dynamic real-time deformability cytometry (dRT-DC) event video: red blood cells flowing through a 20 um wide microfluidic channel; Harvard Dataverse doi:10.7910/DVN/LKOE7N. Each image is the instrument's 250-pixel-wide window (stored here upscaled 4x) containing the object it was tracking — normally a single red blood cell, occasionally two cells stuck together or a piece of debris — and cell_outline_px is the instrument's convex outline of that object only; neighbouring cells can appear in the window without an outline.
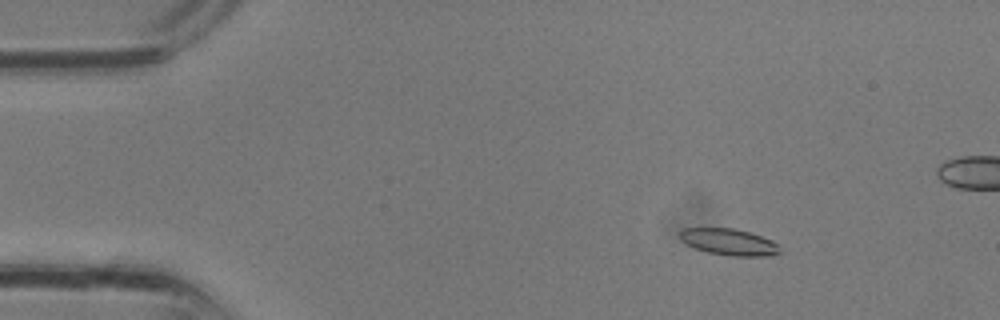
{"species": "common noctule bat (a hibernating species)", "species_latin": "Nyctalus noctula", "temperature_condition": "room temperature", "stored_images_in_passage": 34, "camera_frame_rate_fps": 3000, "um_per_image_px": 0.085, "animal": {"sex": "male", "body_mass_g": 13.3}, "frame": {"image": 1, "passage_image": 5, "time_ms": 1.333, "image_size_px": [1000, 320], "cell_outline_px": [[780, 252], [768, 256], [728, 256], [708, 252], [696, 248], [680, 240], [680, 232], [684, 228], [732, 228], [748, 232], [772, 240], [776, 244]], "centroid_in_image_um": [61.94, 20.57], "position_along_channel_um": 23.1, "area_um2": 15.2}}
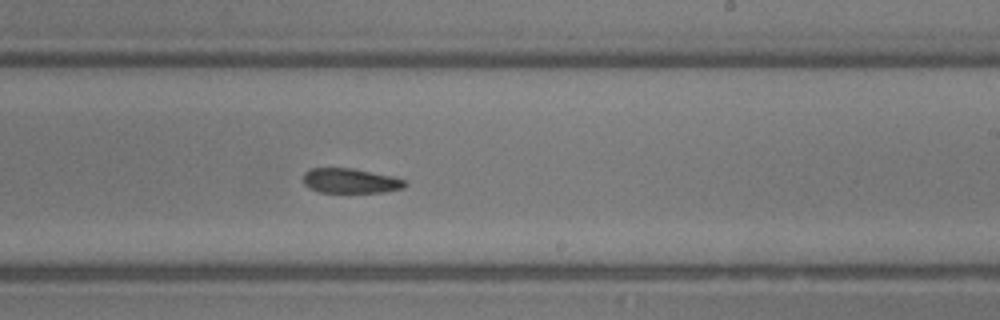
{"frame": {"image": 2, "passage_image": 20, "time_ms": 6.333, "image_size_px": [1000, 320], "cell_outline_px": [[408, 184], [404, 188], [380, 192], [320, 192], [308, 188], [304, 184], [304, 172], [312, 168], [352, 168], [392, 176], [408, 180]], "centroid_in_image_um": [29.81, 15.37], "position_along_channel_um": 259.2, "area_um2": 14.74}}
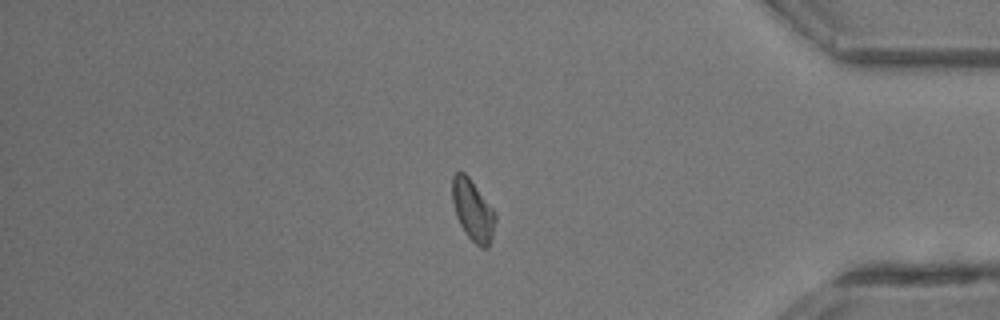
{"frame": {"image": 3, "passage_image": 28, "time_ms": 9.0, "image_size_px": [1000, 320], "cell_outline_px": [[496, 220], [492, 236], [488, 248], [480, 248], [464, 232], [456, 216], [452, 200], [452, 176], [456, 172], [464, 172], [468, 176], [496, 212]], "centroid_in_image_um": [40.19, 17.88], "position_along_channel_um": 395.0, "area_um2": 15.37}}